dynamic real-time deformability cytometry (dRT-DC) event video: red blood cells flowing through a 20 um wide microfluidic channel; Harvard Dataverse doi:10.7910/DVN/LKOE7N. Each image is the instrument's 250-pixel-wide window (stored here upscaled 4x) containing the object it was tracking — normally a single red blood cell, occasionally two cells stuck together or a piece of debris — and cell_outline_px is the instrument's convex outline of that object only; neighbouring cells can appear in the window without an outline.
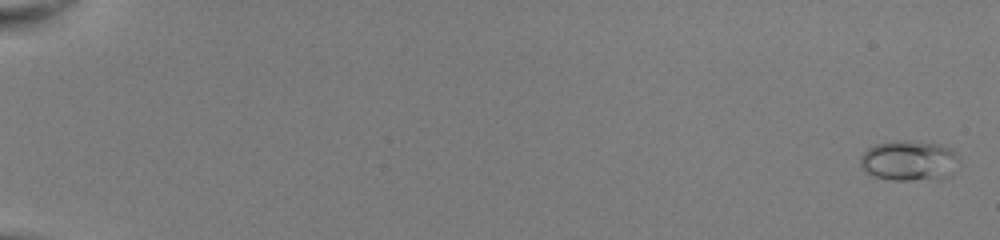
{"species": "common noctule bat (a hibernating species)", "species_latin": "Nyctalus noctula", "temperature_condition": "room temperature", "stored_images_in_passage": 53, "camera_frame_rate_fps": 3000, "um_per_image_px": 0.085, "animal": {"sex": "female", "body_mass_g": 22.0, "forearm_length_mm": 56.7}, "frame": {"image": 1, "passage_image": 2, "time_ms": 0.333, "image_size_px": [1000, 240], "cell_outline_px": [[960, 160], [952, 176], [940, 180], [892, 180], [872, 176], [864, 172], [860, 168], [860, 156], [868, 148], [876, 144], [896, 140], [936, 144], [952, 148], [960, 156]], "centroid_in_image_um": [77.31, 13.69], "position_along_channel_um": 7.7, "area_um2": 23.81}}
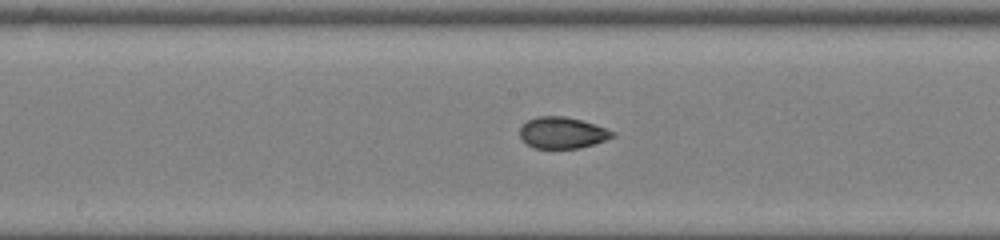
{"frame": {"image": 2, "passage_image": 31, "time_ms": 10.0, "image_size_px": [1000, 240], "cell_outline_px": [[616, 136], [580, 148], [532, 148], [520, 136], [520, 128], [528, 120], [540, 116], [564, 116], [580, 120], [616, 132]], "centroid_in_image_um": [47.79, 11.29], "position_along_channel_um": 200.4, "area_um2": 16.65}}
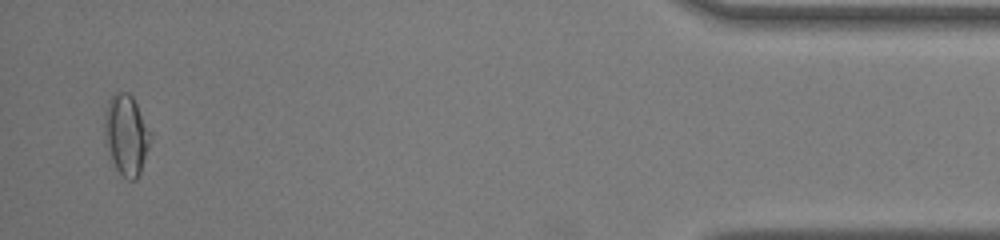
{"frame": {"image": 3, "passage_image": 52, "time_ms": 17.0, "image_size_px": [1000, 240], "cell_outline_px": [[152, 136], [140, 172], [136, 180], [128, 180], [116, 168], [104, 144], [104, 116], [108, 100], [116, 92], [128, 92], [132, 96], [152, 132]], "centroid_in_image_um": [10.72, 11.44], "position_along_channel_um": 424.5, "area_um2": 21.62}, "authors_computed_cell_mechanics": {"area_um2": 17.8024, "velocity_mm_per_s": 4.0736, "shape_relaxation_time_tau1_ms": 6.8419, "shape_relaxation_time_tau2_ms": 1.3165, "deformation_change_tau1": 0.1626, "deformation_change_tau2": 0.0557}}